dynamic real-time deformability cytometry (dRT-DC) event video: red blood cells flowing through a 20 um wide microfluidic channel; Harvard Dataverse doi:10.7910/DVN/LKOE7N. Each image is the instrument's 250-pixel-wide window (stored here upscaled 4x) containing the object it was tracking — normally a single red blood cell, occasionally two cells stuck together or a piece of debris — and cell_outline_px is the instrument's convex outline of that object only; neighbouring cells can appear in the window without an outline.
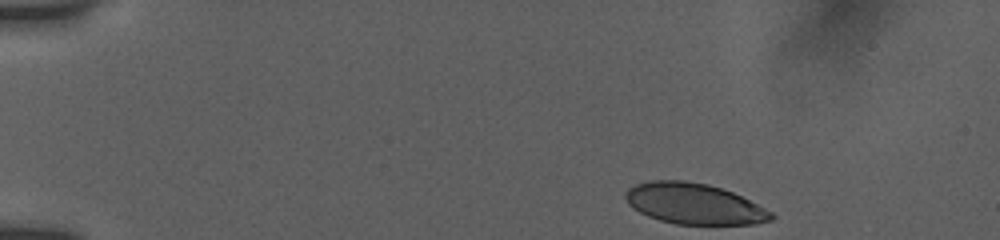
{"species": "human", "species_latin": "Homo sapiens", "temperature_condition": "room temperature", "stored_images_in_passage": 12, "camera_frame_rate_fps": 3000, "um_per_image_px": 0.085, "donor": {"sex": "female"}, "frame": {"image": 1, "passage_image": 1, "time_ms": 0.0, "image_size_px": [1000, 240], "cell_outline_px": [[776, 216], [772, 220], [756, 224], [676, 224], [660, 220], [648, 216], [632, 208], [628, 204], [624, 196], [624, 192], [628, 188], [636, 184], [652, 180], [684, 180], [708, 184], [732, 192], [772, 212]], "centroid_in_image_um": [58.96, 17.32], "position_along_channel_um": 26.0, "area_um2": 34.62}}
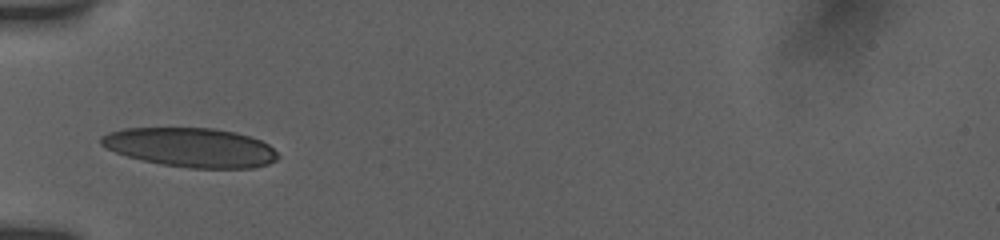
{"frame": {"image": 2, "passage_image": 9, "time_ms": 3.667, "image_size_px": [1000, 240], "cell_outline_px": [[280, 156], [276, 160], [268, 164], [252, 168], [188, 168], [160, 164], [128, 156], [116, 152], [100, 144], [100, 136], [108, 132], [124, 128], [212, 128], [236, 132], [252, 136], [268, 144]], "centroid_in_image_um": [16.23, 12.53], "position_along_channel_um": 68.8, "area_um2": 40.46}}
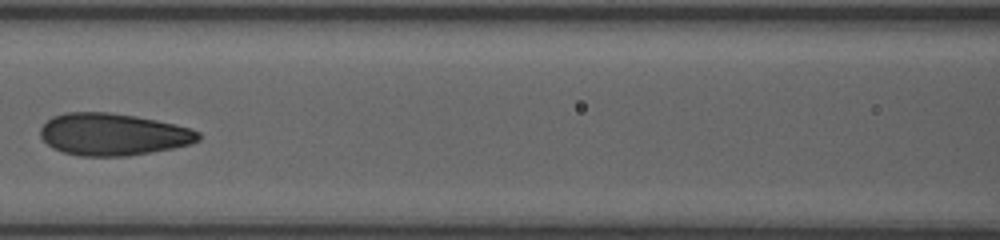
{"frame": {"image": 3, "passage_image": 12, "time_ms": 6.0, "image_size_px": [1000, 240], "cell_outline_px": [[200, 140], [188, 144], [172, 148], [152, 152], [128, 156], [80, 156], [64, 152], [52, 148], [40, 136], [40, 128], [52, 116], [64, 112], [108, 112], [136, 116], [176, 124], [200, 132]], "centroid_in_image_um": [9.59, 11.42], "position_along_channel_um": 157.0, "area_um2": 38.78}}